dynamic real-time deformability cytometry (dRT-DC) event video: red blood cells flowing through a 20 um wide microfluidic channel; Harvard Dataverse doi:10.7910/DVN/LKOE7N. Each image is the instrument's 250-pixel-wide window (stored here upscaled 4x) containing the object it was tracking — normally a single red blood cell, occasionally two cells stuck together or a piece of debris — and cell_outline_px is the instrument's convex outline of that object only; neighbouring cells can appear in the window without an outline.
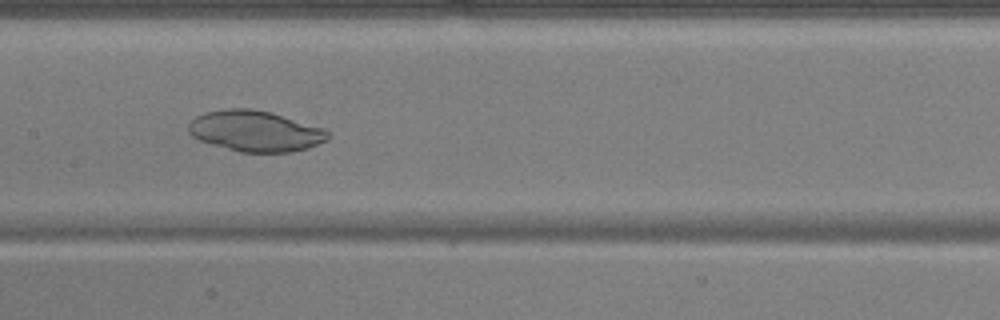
{"species": "common noctule bat (a hibernating species)", "species_latin": "Nyctalus noctula", "temperature_condition": "warm", "stored_images_in_passage": 45, "camera_frame_rate_fps": 3000, "um_per_image_px": 0.085, "animal": {"sex": "male", "body_mass_g": 17.9, "forearm_length_mm": 54.2}, "frame": {"image": 1, "passage_image": 18, "time_ms": 5.667, "image_size_px": [1000, 320], "cell_outline_px": [[332, 136], [328, 140], [308, 148], [292, 152], [240, 152], [212, 144], [200, 140], [192, 136], [188, 132], [188, 124], [196, 116], [208, 112], [228, 108], [252, 108], [268, 112], [324, 128], [332, 132]], "centroid_in_image_um": [21.74, 11.15], "position_along_channel_um": 185.7, "area_um2": 33.12}}
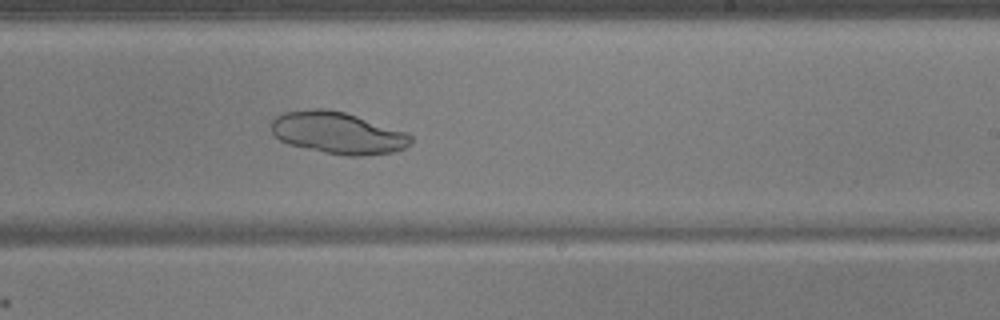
{"frame": {"image": 2, "passage_image": 24, "time_ms": 7.667, "image_size_px": [1000, 320], "cell_outline_px": [[412, 140], [404, 148], [396, 152], [364, 156], [348, 156], [324, 152], [292, 144], [280, 140], [272, 132], [272, 120], [276, 116], [284, 112], [312, 108], [324, 108], [344, 112], [408, 132], [412, 136]], "centroid_in_image_um": [28.75, 11.29], "position_along_channel_um": 260.3, "area_um2": 33.93}}
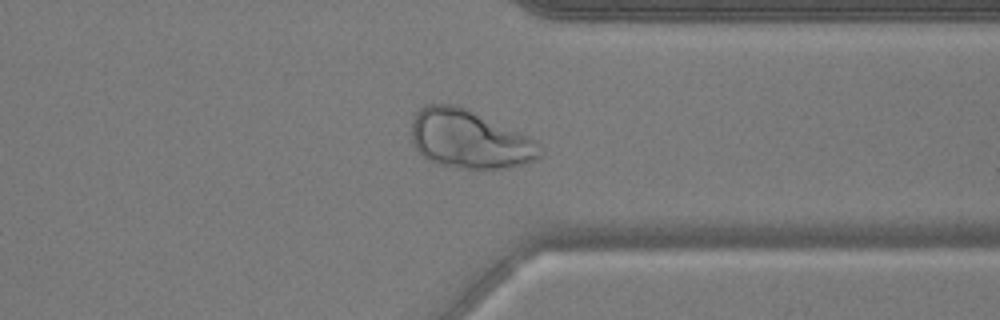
{"frame": {"image": 3, "passage_image": 33, "time_ms": 10.667, "image_size_px": [1000, 320], "cell_outline_px": [[544, 156], [536, 160], [524, 164], [504, 168], [460, 168], [428, 160], [416, 148], [412, 140], [412, 120], [416, 112], [424, 104], [456, 104], [468, 108], [528, 136], [536, 140], [544, 148]], "centroid_in_image_um": [39.95, 11.82], "position_along_channel_um": 371.5, "area_um2": 43.99}}